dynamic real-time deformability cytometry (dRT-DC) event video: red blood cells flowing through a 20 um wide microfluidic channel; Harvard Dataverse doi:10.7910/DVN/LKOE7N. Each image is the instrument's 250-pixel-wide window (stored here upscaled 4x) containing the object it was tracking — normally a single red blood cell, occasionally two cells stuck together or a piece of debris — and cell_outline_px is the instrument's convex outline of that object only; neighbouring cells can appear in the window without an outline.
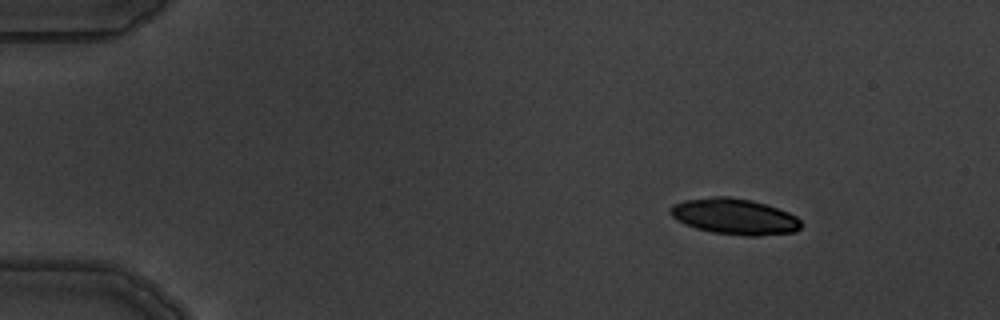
{"species": "common noctule bat (a hibernating species)", "species_latin": "Nyctalus noctula", "temperature_condition": "warm", "stored_images_in_passage": 5, "camera_frame_rate_fps": 3000, "um_per_image_px": 0.085, "animal": {"sex": "male", "body_mass_g": 19.5, "forearm_length_mm": 54.6}, "frame": {"image": 1, "passage_image": 2, "time_ms": 1.0, "image_size_px": [1000, 320], "cell_outline_px": [[800, 228], [796, 232], [756, 236], [744, 236], [712, 232], [696, 228], [684, 224], [676, 220], [668, 212], [668, 208], [672, 204], [684, 200], [712, 196], [728, 196], [752, 200], [788, 212], [796, 216], [800, 220]], "centroid_in_image_um": [62.39, 18.4], "position_along_channel_um": 22.6, "area_um2": 27.57}}